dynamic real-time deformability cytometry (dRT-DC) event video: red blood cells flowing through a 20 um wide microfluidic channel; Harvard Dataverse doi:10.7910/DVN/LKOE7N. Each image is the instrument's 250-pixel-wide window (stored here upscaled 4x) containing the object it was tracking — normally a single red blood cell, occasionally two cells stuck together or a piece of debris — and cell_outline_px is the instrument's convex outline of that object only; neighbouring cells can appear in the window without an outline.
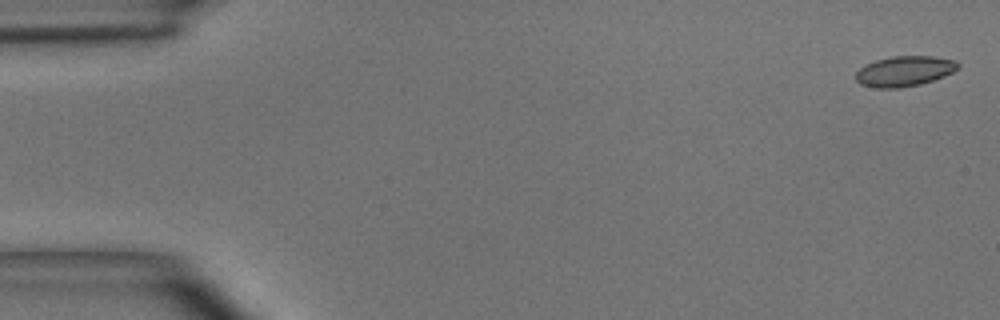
{"species": "common noctule bat (a hibernating species)", "species_latin": "Nyctalus noctula", "temperature_condition": "room temperature", "stored_images_in_passage": 49, "camera_frame_rate_fps": 3000, "um_per_image_px": 0.085, "animal": {"sex": "male", "body_mass_g": 15.6}, "frame": {"image": 1, "passage_image": 1, "time_ms": 0.0, "image_size_px": [1000, 320], "cell_outline_px": [[960, 68], [944, 76], [920, 84], [900, 88], [876, 88], [860, 84], [856, 80], [856, 72], [864, 64], [876, 60], [892, 56], [932, 56], [956, 60], [960, 64]], "centroid_in_image_um": [76.88, 6.04], "position_along_channel_um": 8.1, "area_um2": 18.15}}
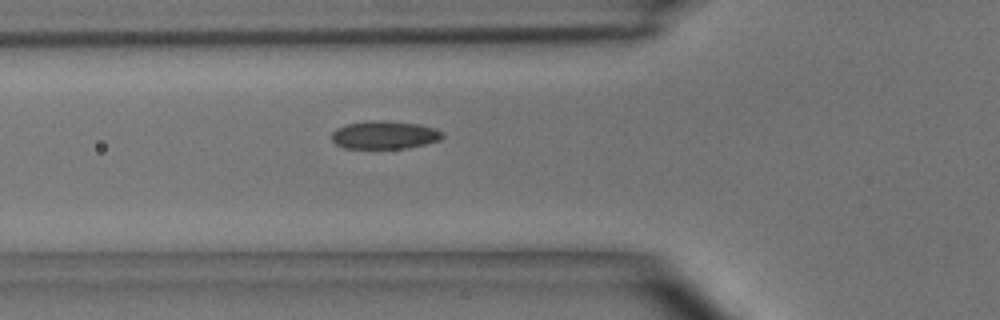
{"frame": {"image": 2, "passage_image": 17, "time_ms": 5.333, "image_size_px": [1000, 320], "cell_outline_px": [[444, 136], [440, 140], [424, 144], [404, 148], [344, 148], [336, 144], [332, 140], [332, 132], [336, 128], [344, 124], [364, 120], [384, 120], [420, 124], [436, 128], [444, 132]], "centroid_in_image_um": [32.68, 11.45], "position_along_channel_um": 93.1, "area_um2": 18.38}}
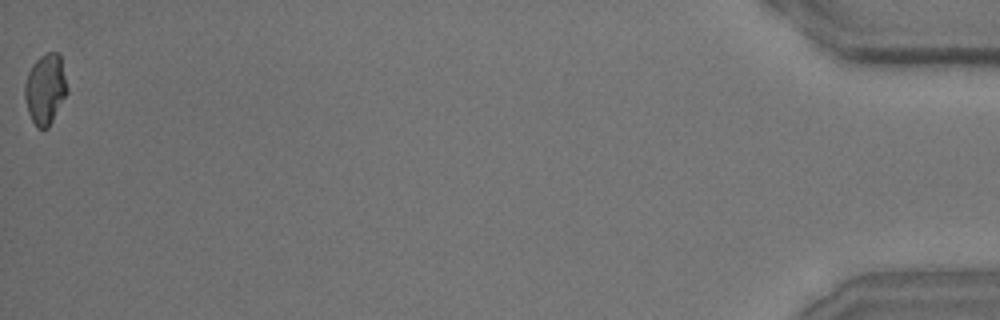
{"frame": {"image": 3, "passage_image": 49, "time_ms": 16.0, "image_size_px": [1000, 320], "cell_outline_px": [[68, 92], [48, 128], [36, 128], [28, 112], [24, 96], [24, 84], [28, 72], [32, 64], [40, 56], [48, 52], [56, 52], [60, 56], [68, 88]], "centroid_in_image_um": [3.84, 7.57], "position_along_channel_um": 431.4, "area_um2": 17.4}, "authors_computed_cell_mechanics": {"area_um2": 17.918, "velocity_mm_per_s": 4.0517, "shape_relaxation_time_tau1_ms": 3.8412, "shape_relaxation_time_tau2_ms": 1.7111, "deformation_change_tau1": 0.0929, "deformation_change_tau2": 0.0616}}